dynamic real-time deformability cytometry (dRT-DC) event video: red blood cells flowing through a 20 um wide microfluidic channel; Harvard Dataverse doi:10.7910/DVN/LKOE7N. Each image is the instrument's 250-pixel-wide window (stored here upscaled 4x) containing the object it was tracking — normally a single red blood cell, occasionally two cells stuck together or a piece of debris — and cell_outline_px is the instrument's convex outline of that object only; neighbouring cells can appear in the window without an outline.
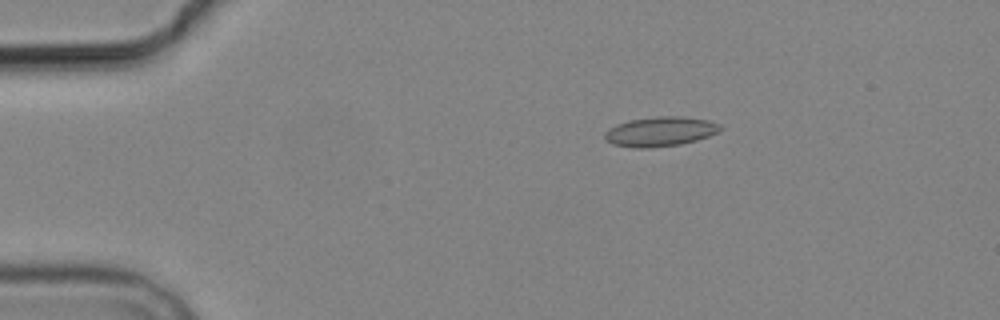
{"species": "common noctule bat (a hibernating species)", "species_latin": "Nyctalus noctula", "temperature_condition": "cold", "stored_images_in_passage": 2, "camera_frame_rate_fps": 3000, "um_per_image_px": 0.085, "animal": {"sex": "male", "body_mass_g": 19.2, "forearm_length_mm": 51.8}, "frame": {"image": 1, "passage_image": 1, "time_ms": 0.0, "image_size_px": [1000, 320], "cell_outline_px": [[724, 128], [708, 136], [696, 140], [680, 144], [652, 148], [636, 148], [612, 144], [604, 140], [604, 132], [608, 128], [616, 124], [628, 120], [656, 116], [680, 116], [708, 120], [720, 124]], "centroid_in_image_um": [56.08, 11.18], "position_along_channel_um": 28.9, "area_um2": 20.11}}